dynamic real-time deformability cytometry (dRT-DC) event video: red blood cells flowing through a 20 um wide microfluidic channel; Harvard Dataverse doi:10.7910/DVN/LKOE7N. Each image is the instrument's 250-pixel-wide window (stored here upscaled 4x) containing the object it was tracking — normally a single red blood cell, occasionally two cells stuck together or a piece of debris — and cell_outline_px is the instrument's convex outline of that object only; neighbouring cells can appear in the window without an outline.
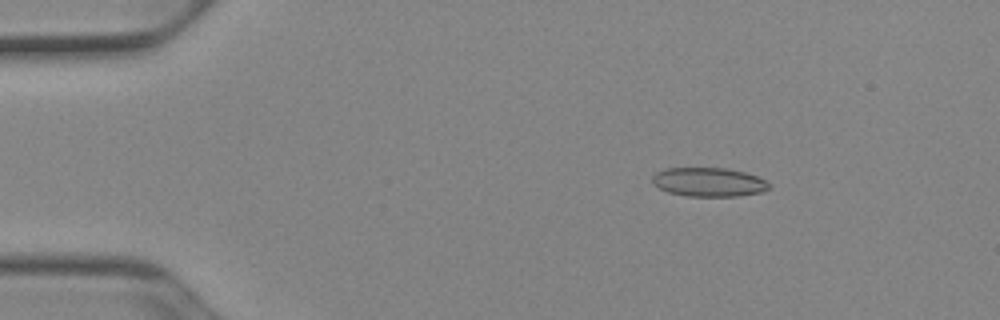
{"species": "Egyptian fruit bat (a non-hibernating species)", "species_latin": "Rousettus aegyptiacus", "temperature_condition": "cold", "stored_images_in_passage": 48, "camera_frame_rate_fps": 3000, "um_per_image_px": 0.085, "animal": {"sex": "female"}, "frame": {"image": 1, "passage_image": 5, "time_ms": 1.333, "image_size_px": [1000, 320], "cell_outline_px": [[768, 188], [764, 192], [740, 196], [684, 196], [668, 192], [652, 184], [652, 176], [656, 172], [664, 168], [728, 168], [744, 172], [756, 176], [764, 180], [768, 184]], "centroid_in_image_um": [60.21, 15.48], "position_along_channel_um": 24.8, "area_um2": 19.77}}
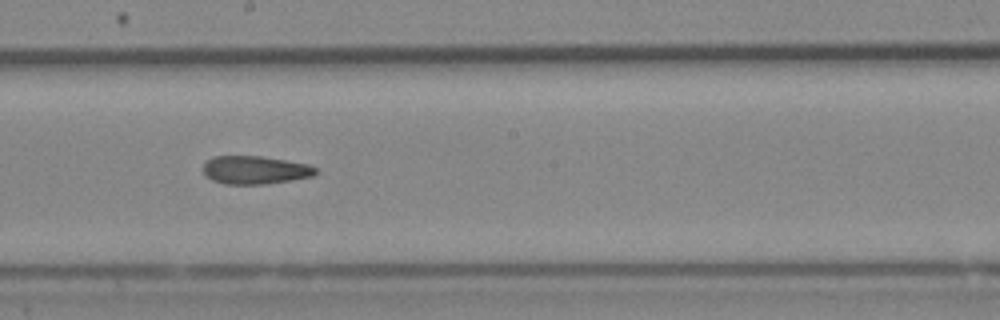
{"frame": {"image": 2, "passage_image": 26, "time_ms": 8.333, "image_size_px": [1000, 320], "cell_outline_px": [[320, 172], [312, 176], [264, 184], [224, 184], [212, 180], [204, 176], [204, 164], [212, 156], [260, 156], [308, 164], [316, 168]], "centroid_in_image_um": [21.66, 14.45], "position_along_channel_um": 226.5, "area_um2": 18.38}}
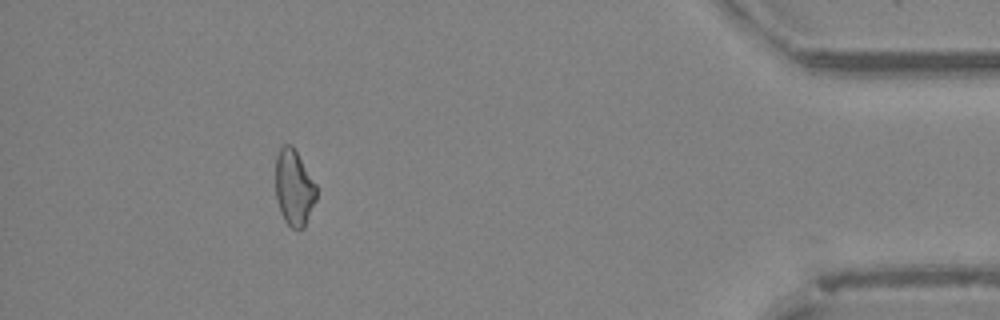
{"frame": {"image": 3, "passage_image": 44, "time_ms": 14.333, "image_size_px": [1000, 320], "cell_outline_px": [[316, 200], [304, 228], [292, 228], [284, 220], [280, 212], [276, 200], [276, 156], [280, 148], [284, 144], [292, 144], [316, 184]], "centroid_in_image_um": [24.98, 15.95], "position_along_channel_um": 410.2, "area_um2": 18.09}, "authors_computed_cell_mechanics": {"area_um2": 19.0451, "velocity_mm_per_s": 3.9486, "shape_relaxation_time_tau1_ms": null, "shape_relaxation_time_tau2_ms": 6.4974, "deformation_change_tau1": null, "deformation_change_tau2": 0.1445}}